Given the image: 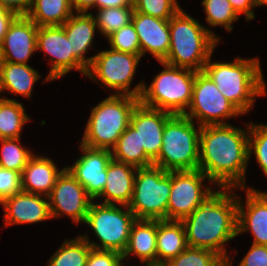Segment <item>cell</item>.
<instances>
[{
    "label": "cell",
    "instance_id": "cell-8",
    "mask_svg": "<svg viewBox=\"0 0 267 266\" xmlns=\"http://www.w3.org/2000/svg\"><path fill=\"white\" fill-rule=\"evenodd\" d=\"M170 192L171 171L155 165L137 168L128 208L137 220H167Z\"/></svg>",
    "mask_w": 267,
    "mask_h": 266
},
{
    "label": "cell",
    "instance_id": "cell-16",
    "mask_svg": "<svg viewBox=\"0 0 267 266\" xmlns=\"http://www.w3.org/2000/svg\"><path fill=\"white\" fill-rule=\"evenodd\" d=\"M38 26L27 16H18L0 45V61L27 64L37 50Z\"/></svg>",
    "mask_w": 267,
    "mask_h": 266
},
{
    "label": "cell",
    "instance_id": "cell-32",
    "mask_svg": "<svg viewBox=\"0 0 267 266\" xmlns=\"http://www.w3.org/2000/svg\"><path fill=\"white\" fill-rule=\"evenodd\" d=\"M0 142L2 145L0 167L22 173L34 154L32 150L24 148L20 143V138H6L1 139Z\"/></svg>",
    "mask_w": 267,
    "mask_h": 266
},
{
    "label": "cell",
    "instance_id": "cell-27",
    "mask_svg": "<svg viewBox=\"0 0 267 266\" xmlns=\"http://www.w3.org/2000/svg\"><path fill=\"white\" fill-rule=\"evenodd\" d=\"M112 159L130 164L136 168L153 165V161L140 147L138 131L131 125L121 134L116 145L111 149Z\"/></svg>",
    "mask_w": 267,
    "mask_h": 266
},
{
    "label": "cell",
    "instance_id": "cell-37",
    "mask_svg": "<svg viewBox=\"0 0 267 266\" xmlns=\"http://www.w3.org/2000/svg\"><path fill=\"white\" fill-rule=\"evenodd\" d=\"M107 40L113 50L141 54L139 37L132 22L112 33Z\"/></svg>",
    "mask_w": 267,
    "mask_h": 266
},
{
    "label": "cell",
    "instance_id": "cell-43",
    "mask_svg": "<svg viewBox=\"0 0 267 266\" xmlns=\"http://www.w3.org/2000/svg\"><path fill=\"white\" fill-rule=\"evenodd\" d=\"M17 17L18 15L16 13L0 6V45L2 44L10 25Z\"/></svg>",
    "mask_w": 267,
    "mask_h": 266
},
{
    "label": "cell",
    "instance_id": "cell-25",
    "mask_svg": "<svg viewBox=\"0 0 267 266\" xmlns=\"http://www.w3.org/2000/svg\"><path fill=\"white\" fill-rule=\"evenodd\" d=\"M187 247L186 232L181 221L157 220V266H162Z\"/></svg>",
    "mask_w": 267,
    "mask_h": 266
},
{
    "label": "cell",
    "instance_id": "cell-14",
    "mask_svg": "<svg viewBox=\"0 0 267 266\" xmlns=\"http://www.w3.org/2000/svg\"><path fill=\"white\" fill-rule=\"evenodd\" d=\"M52 218L67 215L76 224L84 223L93 199L86 189L65 169L47 196Z\"/></svg>",
    "mask_w": 267,
    "mask_h": 266
},
{
    "label": "cell",
    "instance_id": "cell-35",
    "mask_svg": "<svg viewBox=\"0 0 267 266\" xmlns=\"http://www.w3.org/2000/svg\"><path fill=\"white\" fill-rule=\"evenodd\" d=\"M134 11L170 20L181 8L177 0H133Z\"/></svg>",
    "mask_w": 267,
    "mask_h": 266
},
{
    "label": "cell",
    "instance_id": "cell-10",
    "mask_svg": "<svg viewBox=\"0 0 267 266\" xmlns=\"http://www.w3.org/2000/svg\"><path fill=\"white\" fill-rule=\"evenodd\" d=\"M141 54L119 52L113 49L103 50L94 55L88 68L87 77L101 82L107 88L115 90V95H129L139 98L144 83L141 81L132 90L130 86Z\"/></svg>",
    "mask_w": 267,
    "mask_h": 266
},
{
    "label": "cell",
    "instance_id": "cell-5",
    "mask_svg": "<svg viewBox=\"0 0 267 266\" xmlns=\"http://www.w3.org/2000/svg\"><path fill=\"white\" fill-rule=\"evenodd\" d=\"M139 98L112 94L93 107L80 144L93 149L111 150L130 125Z\"/></svg>",
    "mask_w": 267,
    "mask_h": 266
},
{
    "label": "cell",
    "instance_id": "cell-41",
    "mask_svg": "<svg viewBox=\"0 0 267 266\" xmlns=\"http://www.w3.org/2000/svg\"><path fill=\"white\" fill-rule=\"evenodd\" d=\"M33 0H0V6L6 8L18 16H26L32 6Z\"/></svg>",
    "mask_w": 267,
    "mask_h": 266
},
{
    "label": "cell",
    "instance_id": "cell-22",
    "mask_svg": "<svg viewBox=\"0 0 267 266\" xmlns=\"http://www.w3.org/2000/svg\"><path fill=\"white\" fill-rule=\"evenodd\" d=\"M64 169L58 170L53 160L34 154L21 173L22 191L48 196Z\"/></svg>",
    "mask_w": 267,
    "mask_h": 266
},
{
    "label": "cell",
    "instance_id": "cell-26",
    "mask_svg": "<svg viewBox=\"0 0 267 266\" xmlns=\"http://www.w3.org/2000/svg\"><path fill=\"white\" fill-rule=\"evenodd\" d=\"M41 78L38 71L28 64L0 61V94H10L30 98L34 83Z\"/></svg>",
    "mask_w": 267,
    "mask_h": 266
},
{
    "label": "cell",
    "instance_id": "cell-33",
    "mask_svg": "<svg viewBox=\"0 0 267 266\" xmlns=\"http://www.w3.org/2000/svg\"><path fill=\"white\" fill-rule=\"evenodd\" d=\"M225 263L220 255L211 250L188 246L162 266H223Z\"/></svg>",
    "mask_w": 267,
    "mask_h": 266
},
{
    "label": "cell",
    "instance_id": "cell-29",
    "mask_svg": "<svg viewBox=\"0 0 267 266\" xmlns=\"http://www.w3.org/2000/svg\"><path fill=\"white\" fill-rule=\"evenodd\" d=\"M29 120L22 103L6 97L0 98V133L3 139L20 138Z\"/></svg>",
    "mask_w": 267,
    "mask_h": 266
},
{
    "label": "cell",
    "instance_id": "cell-47",
    "mask_svg": "<svg viewBox=\"0 0 267 266\" xmlns=\"http://www.w3.org/2000/svg\"><path fill=\"white\" fill-rule=\"evenodd\" d=\"M223 266H232V261L229 258Z\"/></svg>",
    "mask_w": 267,
    "mask_h": 266
},
{
    "label": "cell",
    "instance_id": "cell-39",
    "mask_svg": "<svg viewBox=\"0 0 267 266\" xmlns=\"http://www.w3.org/2000/svg\"><path fill=\"white\" fill-rule=\"evenodd\" d=\"M122 254L113 250H98L91 248L85 266H117Z\"/></svg>",
    "mask_w": 267,
    "mask_h": 266
},
{
    "label": "cell",
    "instance_id": "cell-4",
    "mask_svg": "<svg viewBox=\"0 0 267 266\" xmlns=\"http://www.w3.org/2000/svg\"><path fill=\"white\" fill-rule=\"evenodd\" d=\"M169 30L170 48L163 62L196 72L203 71L220 38L181 8L169 20Z\"/></svg>",
    "mask_w": 267,
    "mask_h": 266
},
{
    "label": "cell",
    "instance_id": "cell-38",
    "mask_svg": "<svg viewBox=\"0 0 267 266\" xmlns=\"http://www.w3.org/2000/svg\"><path fill=\"white\" fill-rule=\"evenodd\" d=\"M21 191V173L0 167V202Z\"/></svg>",
    "mask_w": 267,
    "mask_h": 266
},
{
    "label": "cell",
    "instance_id": "cell-1",
    "mask_svg": "<svg viewBox=\"0 0 267 266\" xmlns=\"http://www.w3.org/2000/svg\"><path fill=\"white\" fill-rule=\"evenodd\" d=\"M247 129L230 124L201 127L198 169L209 178L211 184L219 188H245L249 125Z\"/></svg>",
    "mask_w": 267,
    "mask_h": 266
},
{
    "label": "cell",
    "instance_id": "cell-15",
    "mask_svg": "<svg viewBox=\"0 0 267 266\" xmlns=\"http://www.w3.org/2000/svg\"><path fill=\"white\" fill-rule=\"evenodd\" d=\"M80 148L82 156L78 157L72 166L66 168L95 200L105 187L107 166L112 160L111 150L93 149L82 144Z\"/></svg>",
    "mask_w": 267,
    "mask_h": 266
},
{
    "label": "cell",
    "instance_id": "cell-36",
    "mask_svg": "<svg viewBox=\"0 0 267 266\" xmlns=\"http://www.w3.org/2000/svg\"><path fill=\"white\" fill-rule=\"evenodd\" d=\"M249 158L254 153L258 165L267 176V124L249 123ZM253 152V153H252Z\"/></svg>",
    "mask_w": 267,
    "mask_h": 266
},
{
    "label": "cell",
    "instance_id": "cell-21",
    "mask_svg": "<svg viewBox=\"0 0 267 266\" xmlns=\"http://www.w3.org/2000/svg\"><path fill=\"white\" fill-rule=\"evenodd\" d=\"M137 168L112 159L107 166V178L102 193L103 204L128 206L133 195Z\"/></svg>",
    "mask_w": 267,
    "mask_h": 266
},
{
    "label": "cell",
    "instance_id": "cell-48",
    "mask_svg": "<svg viewBox=\"0 0 267 266\" xmlns=\"http://www.w3.org/2000/svg\"><path fill=\"white\" fill-rule=\"evenodd\" d=\"M117 266H126V265H123V262L121 261Z\"/></svg>",
    "mask_w": 267,
    "mask_h": 266
},
{
    "label": "cell",
    "instance_id": "cell-24",
    "mask_svg": "<svg viewBox=\"0 0 267 266\" xmlns=\"http://www.w3.org/2000/svg\"><path fill=\"white\" fill-rule=\"evenodd\" d=\"M157 220H137L132 224L122 259L130 254L138 256L142 264L157 266Z\"/></svg>",
    "mask_w": 267,
    "mask_h": 266
},
{
    "label": "cell",
    "instance_id": "cell-7",
    "mask_svg": "<svg viewBox=\"0 0 267 266\" xmlns=\"http://www.w3.org/2000/svg\"><path fill=\"white\" fill-rule=\"evenodd\" d=\"M164 69L147 88L144 83L140 103L172 114H184L192 100L196 71L159 61ZM187 107V108H186Z\"/></svg>",
    "mask_w": 267,
    "mask_h": 266
},
{
    "label": "cell",
    "instance_id": "cell-42",
    "mask_svg": "<svg viewBox=\"0 0 267 266\" xmlns=\"http://www.w3.org/2000/svg\"><path fill=\"white\" fill-rule=\"evenodd\" d=\"M234 11L237 13L238 16L244 13L246 21L254 19V10L255 8L254 0H228Z\"/></svg>",
    "mask_w": 267,
    "mask_h": 266
},
{
    "label": "cell",
    "instance_id": "cell-23",
    "mask_svg": "<svg viewBox=\"0 0 267 266\" xmlns=\"http://www.w3.org/2000/svg\"><path fill=\"white\" fill-rule=\"evenodd\" d=\"M70 41L71 51L73 54L89 68L93 62L94 56L85 58V54L93 42L95 35L96 22L93 13L75 12L70 18L62 25Z\"/></svg>",
    "mask_w": 267,
    "mask_h": 266
},
{
    "label": "cell",
    "instance_id": "cell-17",
    "mask_svg": "<svg viewBox=\"0 0 267 266\" xmlns=\"http://www.w3.org/2000/svg\"><path fill=\"white\" fill-rule=\"evenodd\" d=\"M173 114L164 110L147 107L138 103L131 115L130 125L139 134L140 147L154 161L162 148V137L166 121Z\"/></svg>",
    "mask_w": 267,
    "mask_h": 266
},
{
    "label": "cell",
    "instance_id": "cell-28",
    "mask_svg": "<svg viewBox=\"0 0 267 266\" xmlns=\"http://www.w3.org/2000/svg\"><path fill=\"white\" fill-rule=\"evenodd\" d=\"M73 12L70 0H33L26 16L38 27L63 25Z\"/></svg>",
    "mask_w": 267,
    "mask_h": 266
},
{
    "label": "cell",
    "instance_id": "cell-44",
    "mask_svg": "<svg viewBox=\"0 0 267 266\" xmlns=\"http://www.w3.org/2000/svg\"><path fill=\"white\" fill-rule=\"evenodd\" d=\"M95 8L133 6V0H95Z\"/></svg>",
    "mask_w": 267,
    "mask_h": 266
},
{
    "label": "cell",
    "instance_id": "cell-20",
    "mask_svg": "<svg viewBox=\"0 0 267 266\" xmlns=\"http://www.w3.org/2000/svg\"><path fill=\"white\" fill-rule=\"evenodd\" d=\"M131 22L139 37L141 56L150 52L155 59L163 61L170 48L169 20L133 11Z\"/></svg>",
    "mask_w": 267,
    "mask_h": 266
},
{
    "label": "cell",
    "instance_id": "cell-6",
    "mask_svg": "<svg viewBox=\"0 0 267 266\" xmlns=\"http://www.w3.org/2000/svg\"><path fill=\"white\" fill-rule=\"evenodd\" d=\"M183 114H173L165 123L162 148L153 165L166 171L197 170L201 126Z\"/></svg>",
    "mask_w": 267,
    "mask_h": 266
},
{
    "label": "cell",
    "instance_id": "cell-13",
    "mask_svg": "<svg viewBox=\"0 0 267 266\" xmlns=\"http://www.w3.org/2000/svg\"><path fill=\"white\" fill-rule=\"evenodd\" d=\"M39 49L49 55L51 61V69L44 82L57 80L73 69L87 75L88 68L71 51L70 41L62 25L38 27L37 50Z\"/></svg>",
    "mask_w": 267,
    "mask_h": 266
},
{
    "label": "cell",
    "instance_id": "cell-2",
    "mask_svg": "<svg viewBox=\"0 0 267 266\" xmlns=\"http://www.w3.org/2000/svg\"><path fill=\"white\" fill-rule=\"evenodd\" d=\"M232 190L220 188L181 220L189 247L211 250L225 261L230 258L225 243L238 236V196Z\"/></svg>",
    "mask_w": 267,
    "mask_h": 266
},
{
    "label": "cell",
    "instance_id": "cell-30",
    "mask_svg": "<svg viewBox=\"0 0 267 266\" xmlns=\"http://www.w3.org/2000/svg\"><path fill=\"white\" fill-rule=\"evenodd\" d=\"M91 248L81 235L71 240L65 239L47 266H85Z\"/></svg>",
    "mask_w": 267,
    "mask_h": 266
},
{
    "label": "cell",
    "instance_id": "cell-34",
    "mask_svg": "<svg viewBox=\"0 0 267 266\" xmlns=\"http://www.w3.org/2000/svg\"><path fill=\"white\" fill-rule=\"evenodd\" d=\"M202 5L206 14V21L211 27L224 26L228 32L233 30V22L239 16L228 0H203Z\"/></svg>",
    "mask_w": 267,
    "mask_h": 266
},
{
    "label": "cell",
    "instance_id": "cell-3",
    "mask_svg": "<svg viewBox=\"0 0 267 266\" xmlns=\"http://www.w3.org/2000/svg\"><path fill=\"white\" fill-rule=\"evenodd\" d=\"M203 71L242 114L252 109L255 97L267 93L259 58L212 62L210 56Z\"/></svg>",
    "mask_w": 267,
    "mask_h": 266
},
{
    "label": "cell",
    "instance_id": "cell-12",
    "mask_svg": "<svg viewBox=\"0 0 267 266\" xmlns=\"http://www.w3.org/2000/svg\"><path fill=\"white\" fill-rule=\"evenodd\" d=\"M206 179L210 181L199 169L171 171L167 220L181 221L215 192L202 184Z\"/></svg>",
    "mask_w": 267,
    "mask_h": 266
},
{
    "label": "cell",
    "instance_id": "cell-11",
    "mask_svg": "<svg viewBox=\"0 0 267 266\" xmlns=\"http://www.w3.org/2000/svg\"><path fill=\"white\" fill-rule=\"evenodd\" d=\"M183 115L192 121L197 119V125L228 124L224 121L231 117L243 115L219 91L213 80L204 72H196L192 100Z\"/></svg>",
    "mask_w": 267,
    "mask_h": 266
},
{
    "label": "cell",
    "instance_id": "cell-40",
    "mask_svg": "<svg viewBox=\"0 0 267 266\" xmlns=\"http://www.w3.org/2000/svg\"><path fill=\"white\" fill-rule=\"evenodd\" d=\"M238 266H267V246L252 244Z\"/></svg>",
    "mask_w": 267,
    "mask_h": 266
},
{
    "label": "cell",
    "instance_id": "cell-9",
    "mask_svg": "<svg viewBox=\"0 0 267 266\" xmlns=\"http://www.w3.org/2000/svg\"><path fill=\"white\" fill-rule=\"evenodd\" d=\"M135 221L136 217L128 206L98 204L92 201L84 224L91 227L100 244L91 242L87 235H82V238L94 249L113 250L123 254Z\"/></svg>",
    "mask_w": 267,
    "mask_h": 266
},
{
    "label": "cell",
    "instance_id": "cell-18",
    "mask_svg": "<svg viewBox=\"0 0 267 266\" xmlns=\"http://www.w3.org/2000/svg\"><path fill=\"white\" fill-rule=\"evenodd\" d=\"M46 198V199H45ZM48 197L40 194L21 191L3 199L6 226L33 224L51 219Z\"/></svg>",
    "mask_w": 267,
    "mask_h": 266
},
{
    "label": "cell",
    "instance_id": "cell-31",
    "mask_svg": "<svg viewBox=\"0 0 267 266\" xmlns=\"http://www.w3.org/2000/svg\"><path fill=\"white\" fill-rule=\"evenodd\" d=\"M133 6L109 7L98 9V13L93 17L97 29L107 38L115 31H118L131 22Z\"/></svg>",
    "mask_w": 267,
    "mask_h": 266
},
{
    "label": "cell",
    "instance_id": "cell-46",
    "mask_svg": "<svg viewBox=\"0 0 267 266\" xmlns=\"http://www.w3.org/2000/svg\"><path fill=\"white\" fill-rule=\"evenodd\" d=\"M254 4L255 6H263V5H267V0H254Z\"/></svg>",
    "mask_w": 267,
    "mask_h": 266
},
{
    "label": "cell",
    "instance_id": "cell-19",
    "mask_svg": "<svg viewBox=\"0 0 267 266\" xmlns=\"http://www.w3.org/2000/svg\"><path fill=\"white\" fill-rule=\"evenodd\" d=\"M246 192V209L238 197V235L251 231L253 244L267 246V192L255 188H240Z\"/></svg>",
    "mask_w": 267,
    "mask_h": 266
},
{
    "label": "cell",
    "instance_id": "cell-45",
    "mask_svg": "<svg viewBox=\"0 0 267 266\" xmlns=\"http://www.w3.org/2000/svg\"><path fill=\"white\" fill-rule=\"evenodd\" d=\"M72 9L75 12L88 13L90 8L95 7V0H70Z\"/></svg>",
    "mask_w": 267,
    "mask_h": 266
}]
</instances>
